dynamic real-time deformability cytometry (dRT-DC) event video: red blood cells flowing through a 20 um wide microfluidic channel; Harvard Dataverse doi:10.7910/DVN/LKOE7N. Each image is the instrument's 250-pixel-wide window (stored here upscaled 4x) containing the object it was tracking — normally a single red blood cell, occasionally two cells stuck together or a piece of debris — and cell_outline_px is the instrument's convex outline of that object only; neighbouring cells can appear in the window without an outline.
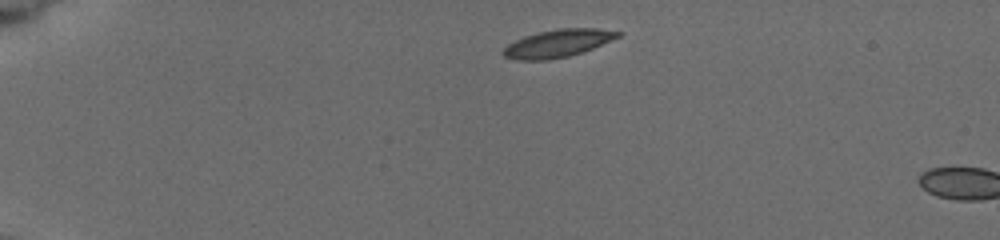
{"species": "common noctule bat (a hibernating species)", "species_latin": "Nyctalus noctula", "temperature_condition": "cold", "stored_images_in_passage": 2, "camera_frame_rate_fps": 3000, "um_per_image_px": 0.085, "animal": {"sex": "female", "body_mass_g": 19.5, "forearm_length_mm": 54.1}, "frame": {"image": 1, "passage_image": 1, "time_ms": 0.0, "image_size_px": [1000, 240], "cell_outline_px": [[624, 32], [620, 36], [592, 48], [568, 56], [548, 60], [516, 60], [504, 56], [500, 52], [508, 44], [524, 36], [556, 28], [596, 28]], "centroid_in_image_um": [47.39, 3.68], "position_along_channel_um": 37.6, "area_um2": 18.38}}